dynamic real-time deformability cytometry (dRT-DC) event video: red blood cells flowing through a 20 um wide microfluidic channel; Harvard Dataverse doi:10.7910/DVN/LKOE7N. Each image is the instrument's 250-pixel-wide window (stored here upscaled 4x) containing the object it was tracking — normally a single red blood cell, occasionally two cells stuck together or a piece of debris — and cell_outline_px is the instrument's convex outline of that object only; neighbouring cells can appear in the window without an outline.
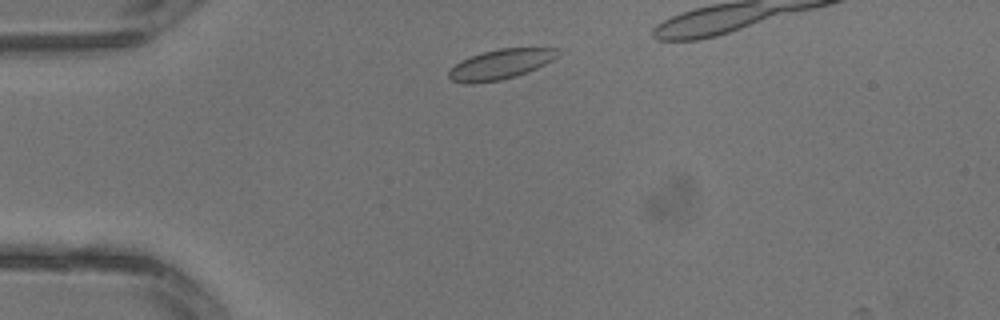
{"species": "common noctule bat (a hibernating species)", "species_latin": "Nyctalus noctula", "temperature_condition": "warm", "stored_images_in_passage": 2, "camera_frame_rate_fps": 3000, "um_per_image_px": 0.085, "animal": {"sex": "male", "body_mass_g": 13.3}, "frame": {"image": 1, "passage_image": 1, "time_ms": 0.0, "image_size_px": [1000, 320], "cell_outline_px": [[560, 56], [528, 72], [516, 76], [500, 80], [472, 84], [464, 84], [452, 80], [448, 76], [448, 72], [460, 60], [484, 52], [500, 48], [560, 48]], "centroid_in_image_um": [42.57, 5.47], "position_along_channel_um": 42.4, "area_um2": 19.02}}